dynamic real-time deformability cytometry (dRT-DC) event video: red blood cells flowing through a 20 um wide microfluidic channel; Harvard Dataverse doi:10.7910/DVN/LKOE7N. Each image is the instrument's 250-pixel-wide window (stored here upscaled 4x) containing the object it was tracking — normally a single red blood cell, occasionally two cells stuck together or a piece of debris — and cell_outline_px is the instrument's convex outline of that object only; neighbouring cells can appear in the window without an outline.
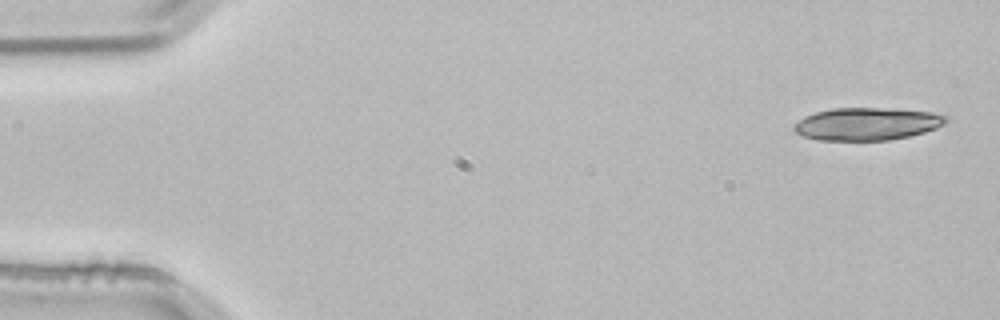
{"species": "common noctule bat (a hibernating species)", "species_latin": "Nyctalus noctula", "temperature_condition": "room temperature", "stored_images_in_passage": 4, "camera_frame_rate_fps": 3000, "um_per_image_px": 0.085, "animal": {"sex": "male", "body_mass_g": 21.5, "forearm_length_mm": 52.0}, "frame": {"image": 1, "passage_image": 1, "time_ms": 0.0, "image_size_px": [1000, 320], "cell_outline_px": [[952, 120], [936, 128], [924, 132], [908, 136], [888, 140], [816, 140], [804, 136], [796, 132], [792, 128], [804, 116], [816, 112], [832, 108], [896, 108], [932, 112], [948, 116]], "centroid_in_image_um": [73.75, 10.52], "position_along_channel_um": 11.2, "area_um2": 29.02}}